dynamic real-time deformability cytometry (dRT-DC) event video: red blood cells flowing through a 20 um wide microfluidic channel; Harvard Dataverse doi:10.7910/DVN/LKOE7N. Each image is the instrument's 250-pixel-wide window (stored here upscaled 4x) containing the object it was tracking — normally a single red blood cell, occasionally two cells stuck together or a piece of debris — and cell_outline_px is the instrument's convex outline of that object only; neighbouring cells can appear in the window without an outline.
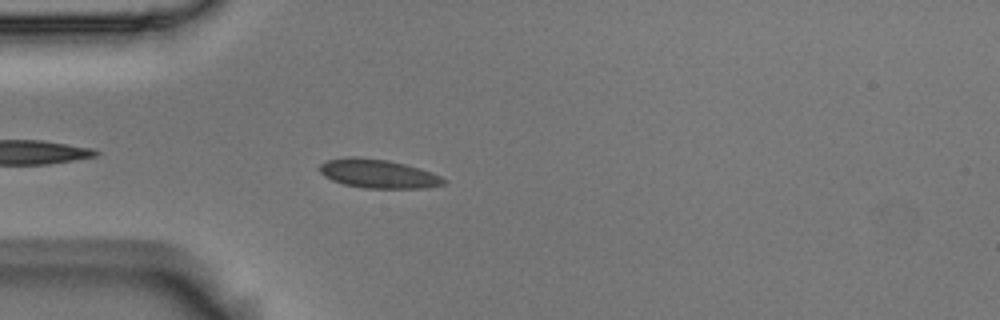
{"species": "Egyptian fruit bat (a non-hibernating species)", "species_latin": "Rousettus aegyptiacus", "temperature_condition": "room temperature", "stored_images_in_passage": 25, "camera_frame_rate_fps": 3000, "um_per_image_px": 0.085, "animal": {"sex": "male"}, "frame": {"image": 1, "passage_image": 1, "time_ms": 0.0, "image_size_px": [1000, 320], "cell_outline_px": [[444, 184], [428, 188], [364, 188], [344, 184], [332, 180], [324, 176], [320, 172], [320, 164], [328, 160], [344, 156], [356, 156], [388, 160], [404, 164], [432, 172], [440, 176], [444, 180]], "centroid_in_image_um": [32.11, 14.76], "position_along_channel_um": 52.9, "area_um2": 20.81}}
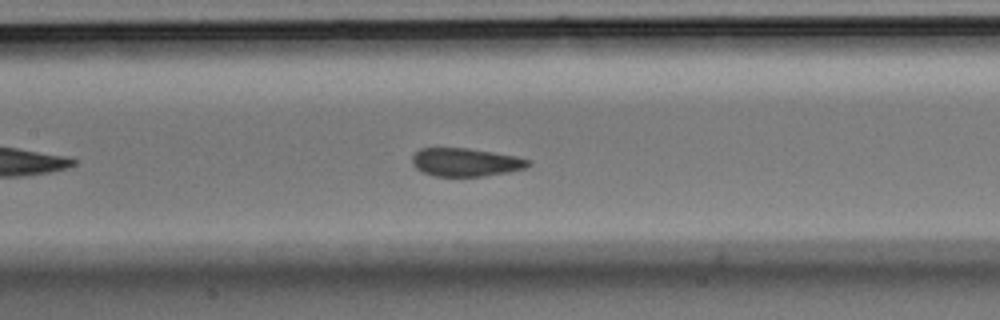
{"frame": {"image": 2, "passage_image": 11, "time_ms": 3.333, "image_size_px": [1000, 320], "cell_outline_px": [[532, 164], [524, 168], [508, 172], [484, 176], [436, 176], [420, 172], [412, 164], [412, 156], [420, 148], [468, 148], [516, 156], [532, 160]], "centroid_in_image_um": [39.58, 13.79], "position_along_channel_um": 167.8, "area_um2": 19.19}}
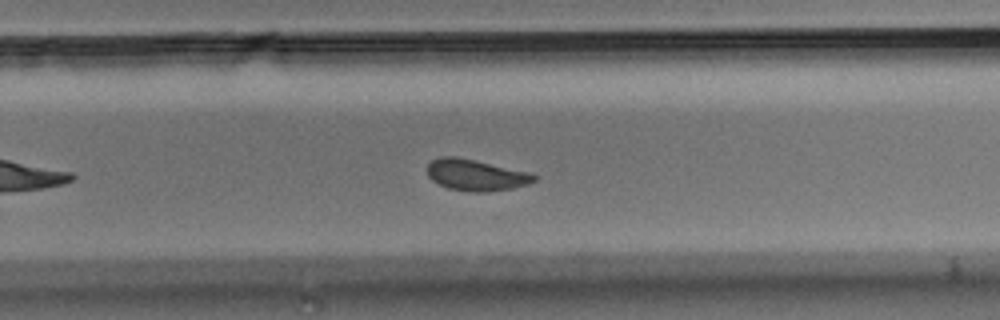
{"frame": {"image": 3, "passage_image": 21, "time_ms": 6.667, "image_size_px": [1000, 320], "cell_outline_px": [[536, 180], [528, 184], [512, 188], [480, 192], [472, 192], [448, 188], [432, 180], [428, 176], [428, 164], [432, 160], [440, 156], [456, 156], [532, 172], [536, 176]], "centroid_in_image_um": [40.47, 14.86], "position_along_channel_um": 289.3, "area_um2": 19.48}}